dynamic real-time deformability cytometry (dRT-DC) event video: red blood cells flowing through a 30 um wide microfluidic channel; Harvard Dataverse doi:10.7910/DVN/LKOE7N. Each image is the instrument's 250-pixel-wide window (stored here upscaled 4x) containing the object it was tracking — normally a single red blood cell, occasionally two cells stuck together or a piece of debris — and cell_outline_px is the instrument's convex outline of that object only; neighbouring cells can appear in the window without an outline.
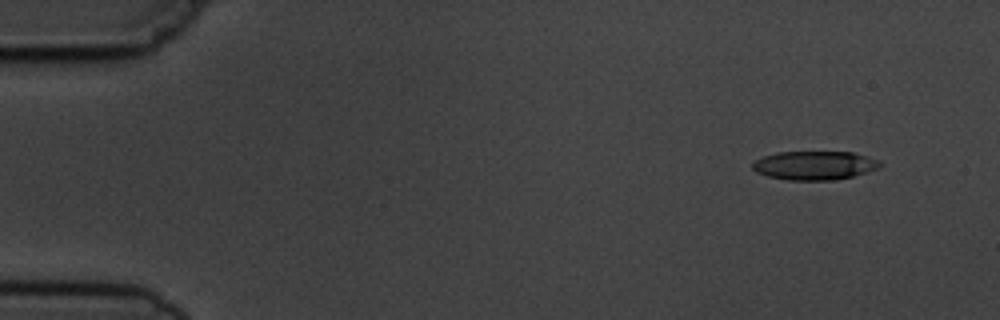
{"species": "common noctule bat (a hibernating species)", "species_latin": "Nyctalus noctula", "temperature_condition": "cold", "stored_images_in_passage": 6, "segment_of_instrument_passage": [2, 2], "camera_frame_rate_fps": 3000, "um_per_image_px": 0.085, "animal": {"sex": "male", "body_mass_g": 19.5, "forearm_length_mm": 54.6}, "frame": {"image": 1, "passage_image": 6, "time_ms": 6.667, "image_size_px": [1000, 320], "cell_outline_px": [[880, 168], [852, 176], [832, 180], [788, 180], [768, 176], [756, 172], [752, 168], [752, 164], [756, 160], [764, 156], [776, 152], [852, 152], [880, 160]], "centroid_in_image_um": [69.23, 14.06], "position_along_channel_um": 15.8, "area_um2": 21.27}}